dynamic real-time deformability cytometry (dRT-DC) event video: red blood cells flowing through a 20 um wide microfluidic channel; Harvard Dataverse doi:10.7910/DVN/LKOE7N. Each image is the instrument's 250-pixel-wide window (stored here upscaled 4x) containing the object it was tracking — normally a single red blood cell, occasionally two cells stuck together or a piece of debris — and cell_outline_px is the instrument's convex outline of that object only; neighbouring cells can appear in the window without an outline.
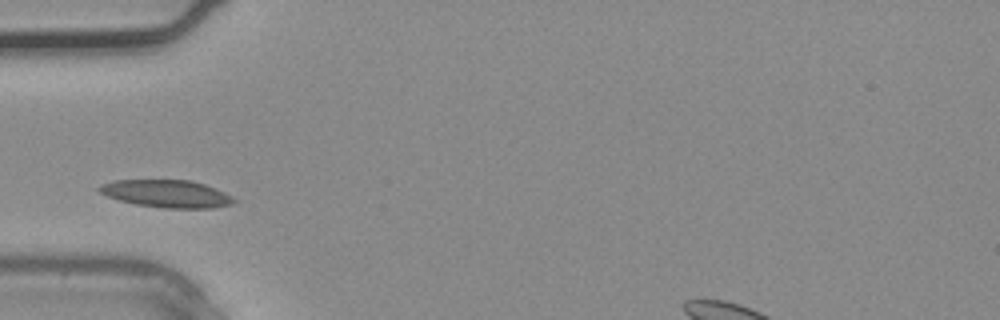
{"species": "common noctule bat (a hibernating species)", "species_latin": "Nyctalus noctula", "temperature_condition": "warm", "stored_images_in_passage": 1, "camera_frame_rate_fps": 3000, "um_per_image_px": 0.085, "animal": {"sex": "male", "body_mass_g": 20.4}, "frame": {"image": 1, "passage_image": 1, "time_ms": 0.0, "image_size_px": [1000, 320], "cell_outline_px": [[236, 200], [232, 204], [212, 208], [164, 208], [136, 204], [120, 200], [108, 196], [100, 192], [96, 188], [100, 184], [112, 180], [192, 180], [216, 188], [232, 196]], "centroid_in_image_um": [14.16, 16.46], "position_along_channel_um": 70.8, "area_um2": 21.62}}